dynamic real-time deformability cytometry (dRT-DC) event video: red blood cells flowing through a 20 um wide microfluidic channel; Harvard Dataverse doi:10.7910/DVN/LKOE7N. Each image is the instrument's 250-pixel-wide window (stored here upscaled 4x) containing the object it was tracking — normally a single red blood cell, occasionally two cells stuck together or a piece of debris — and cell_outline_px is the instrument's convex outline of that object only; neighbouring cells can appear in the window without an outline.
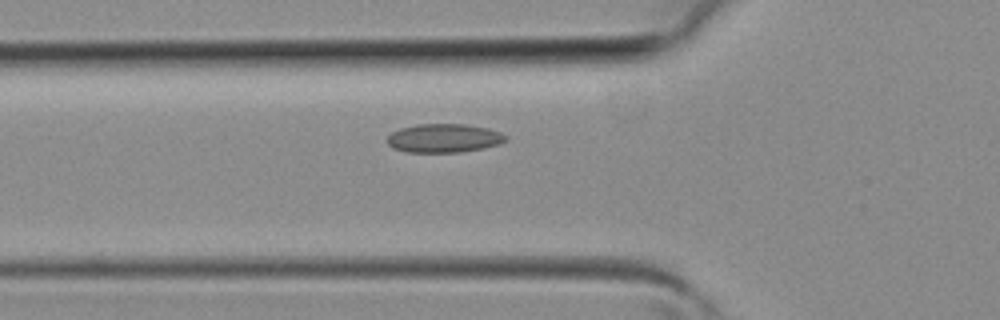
{"species": "common noctule bat (a hibernating species)", "species_latin": "Nyctalus noctula", "temperature_condition": "room temperature", "stored_images_in_passage": 37, "camera_frame_rate_fps": 3000, "um_per_image_px": 0.085, "animal": {"sex": "female", "body_mass_g": 19.3, "forearm_length_mm": 54.1}, "frame": {"image": 1, "passage_image": 11, "time_ms": 3.333, "image_size_px": [1000, 320], "cell_outline_px": [[508, 140], [496, 144], [480, 148], [460, 152], [408, 152], [392, 148], [388, 144], [388, 136], [392, 132], [400, 128], [416, 124], [464, 124], [488, 128], [500, 132], [508, 136]], "centroid_in_image_um": [37.72, 11.73], "position_along_channel_um": 88.1, "area_um2": 19.71}}
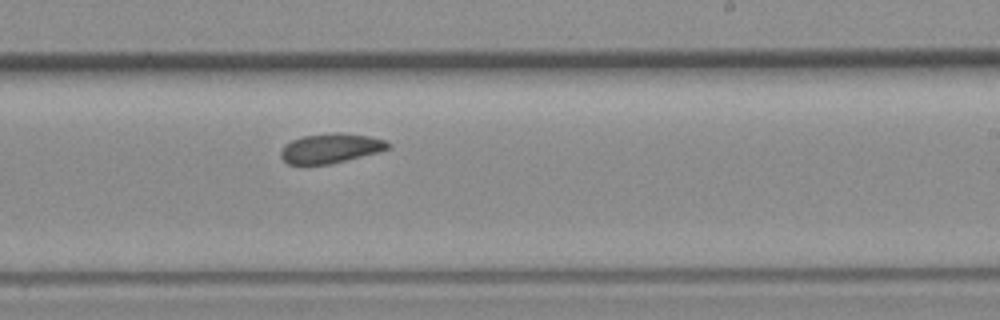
{"frame": {"image": 2, "passage_image": 21, "time_ms": 6.667, "image_size_px": [1000, 320], "cell_outline_px": [[392, 144], [388, 148], [376, 152], [328, 164], [288, 164], [280, 156], [280, 152], [284, 144], [300, 136], [332, 132], [340, 132], [368, 136], [384, 140]], "centroid_in_image_um": [28.05, 12.58], "position_along_channel_um": 261.0, "area_um2": 18.32}}
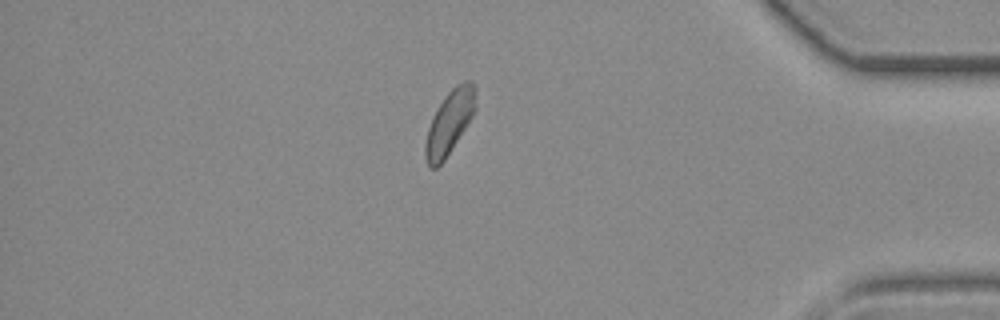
{"frame": {"image": 3, "passage_image": 31, "time_ms": 10.0, "image_size_px": [1000, 320], "cell_outline_px": [[476, 108], [472, 116], [444, 160], [436, 168], [432, 168], [428, 164], [424, 152], [424, 144], [428, 128], [432, 116], [444, 96], [456, 84], [464, 80], [472, 80], [476, 84]], "centroid_in_image_um": [38.22, 10.33], "position_along_channel_um": 397.0, "area_um2": 18.67}}